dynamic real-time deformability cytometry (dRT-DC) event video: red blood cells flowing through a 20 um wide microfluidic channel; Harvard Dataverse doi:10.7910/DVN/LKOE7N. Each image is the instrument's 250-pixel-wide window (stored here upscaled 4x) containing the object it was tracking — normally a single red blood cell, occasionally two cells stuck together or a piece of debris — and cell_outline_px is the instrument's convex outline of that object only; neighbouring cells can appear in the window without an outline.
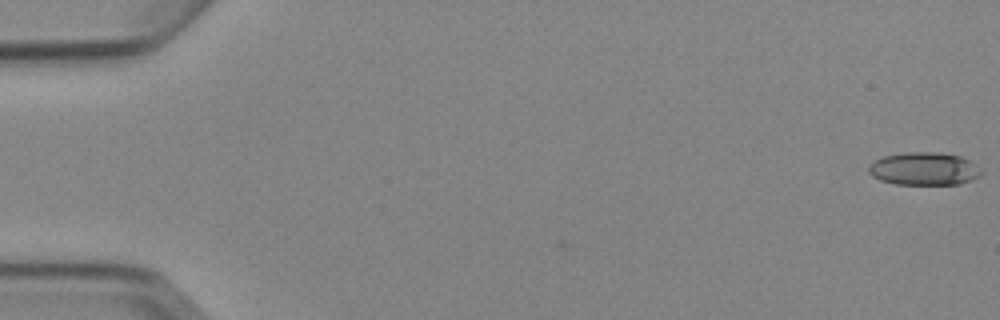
{"species": "Egyptian fruit bat (a non-hibernating species)", "species_latin": "Rousettus aegyptiacus", "temperature_condition": "cold", "stored_images_in_passage": 2, "camera_frame_rate_fps": 3000, "um_per_image_px": 0.085, "animal": {"sex": "female"}, "frame": {"image": 1, "passage_image": 2, "time_ms": 1.333, "image_size_px": [1000, 320], "cell_outline_px": [[984, 172], [980, 176], [972, 180], [960, 184], [896, 184], [880, 180], [872, 176], [868, 172], [868, 164], [884, 156], [904, 152], [940, 152], [960, 156], [972, 160]], "centroid_in_image_um": [78.58, 14.34], "position_along_channel_um": 6.4, "area_um2": 21.91}}